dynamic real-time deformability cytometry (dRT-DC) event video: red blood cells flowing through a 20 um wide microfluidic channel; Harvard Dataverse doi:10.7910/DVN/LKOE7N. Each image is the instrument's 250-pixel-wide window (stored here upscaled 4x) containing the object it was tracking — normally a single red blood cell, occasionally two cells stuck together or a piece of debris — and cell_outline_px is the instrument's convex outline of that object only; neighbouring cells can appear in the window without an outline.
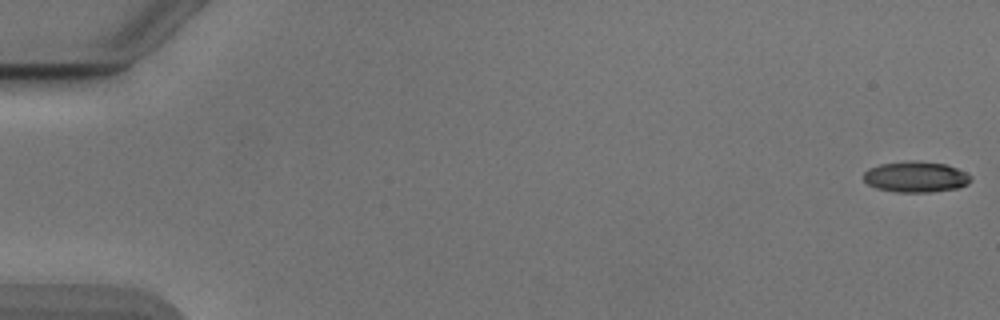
{"species": "Egyptian fruit bat (a non-hibernating species)", "species_latin": "Rousettus aegyptiacus", "temperature_condition": "cold", "stored_images_in_passage": 53, "camera_frame_rate_fps": 3000, "um_per_image_px": 0.085, "animal": {"sex": "male"}, "frame": {"image": 1, "passage_image": 1, "time_ms": 0.0, "image_size_px": [1000, 320], "cell_outline_px": [[972, 180], [968, 184], [960, 188], [932, 192], [896, 192], [876, 188], [868, 184], [864, 180], [864, 172], [868, 168], [880, 164], [912, 160], [944, 164], [956, 168], [972, 176]], "centroid_in_image_um": [77.85, 15.04], "position_along_channel_um": 7.2, "area_um2": 19.36}}
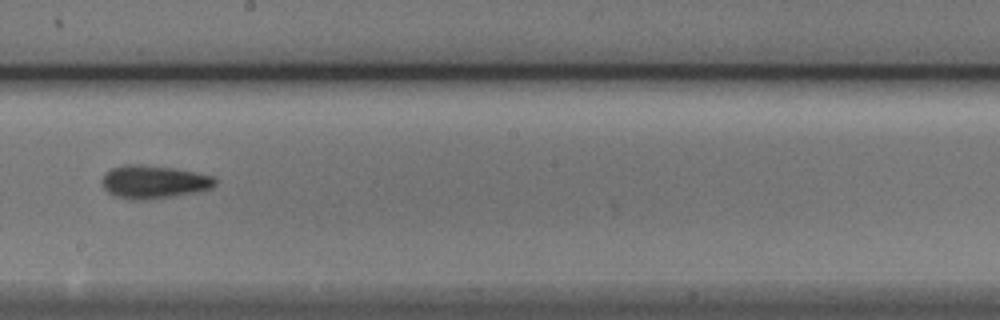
{"frame": {"image": 2, "passage_image": 31, "time_ms": 10.0, "image_size_px": [1000, 320], "cell_outline_px": [[216, 184], [212, 188], [200, 192], [144, 200], [128, 200], [116, 196], [108, 192], [104, 188], [100, 180], [104, 172], [112, 168], [124, 164], [140, 164], [176, 168], [216, 176]], "centroid_in_image_um": [13.08, 15.45], "position_along_channel_um": 235.1, "area_um2": 22.31}}
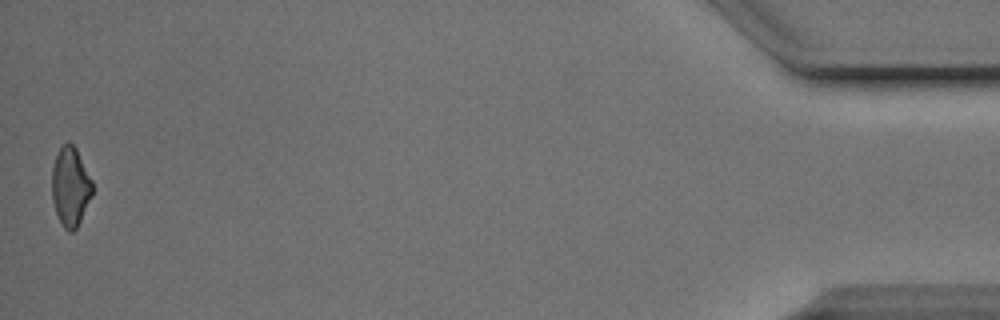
{"frame": {"image": 3, "passage_image": 53, "time_ms": 17.333, "image_size_px": [1000, 320], "cell_outline_px": [[92, 196], [76, 228], [72, 232], [68, 232], [64, 228], [56, 212], [52, 200], [52, 168], [56, 156], [60, 148], [68, 140], [76, 148], [92, 180]], "centroid_in_image_um": [5.98, 15.86], "position_along_channel_um": 429.2, "area_um2": 18.5}, "authors_computed_cell_mechanics": {"area_um2": 19.9988, "velocity_mm_per_s": 3.8931, "shape_relaxation_time_tau1_ms": 5.1609, "shape_relaxation_time_tau2_ms": 6.4151, "deformation_change_tau1": 0.1239, "deformation_change_tau2": 0.1621}}